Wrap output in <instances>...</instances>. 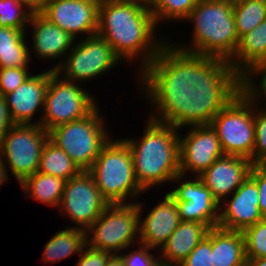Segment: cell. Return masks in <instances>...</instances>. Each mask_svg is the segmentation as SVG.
I'll return each instance as SVG.
<instances>
[{"label": "cell", "instance_id": "cell-14", "mask_svg": "<svg viewBox=\"0 0 266 266\" xmlns=\"http://www.w3.org/2000/svg\"><path fill=\"white\" fill-rule=\"evenodd\" d=\"M101 0H47L41 14L73 38L97 34Z\"/></svg>", "mask_w": 266, "mask_h": 266}, {"label": "cell", "instance_id": "cell-42", "mask_svg": "<svg viewBox=\"0 0 266 266\" xmlns=\"http://www.w3.org/2000/svg\"><path fill=\"white\" fill-rule=\"evenodd\" d=\"M245 266H266V258H246Z\"/></svg>", "mask_w": 266, "mask_h": 266}, {"label": "cell", "instance_id": "cell-33", "mask_svg": "<svg viewBox=\"0 0 266 266\" xmlns=\"http://www.w3.org/2000/svg\"><path fill=\"white\" fill-rule=\"evenodd\" d=\"M28 69L18 67L0 68V93L4 96L24 83L32 75L29 74Z\"/></svg>", "mask_w": 266, "mask_h": 266}, {"label": "cell", "instance_id": "cell-9", "mask_svg": "<svg viewBox=\"0 0 266 266\" xmlns=\"http://www.w3.org/2000/svg\"><path fill=\"white\" fill-rule=\"evenodd\" d=\"M77 82L60 78L50 69V80L45 93L44 109L37 121L46 131L87 116L96 106L92 95Z\"/></svg>", "mask_w": 266, "mask_h": 266}, {"label": "cell", "instance_id": "cell-22", "mask_svg": "<svg viewBox=\"0 0 266 266\" xmlns=\"http://www.w3.org/2000/svg\"><path fill=\"white\" fill-rule=\"evenodd\" d=\"M212 266H245V240L242 232L211 228Z\"/></svg>", "mask_w": 266, "mask_h": 266}, {"label": "cell", "instance_id": "cell-39", "mask_svg": "<svg viewBox=\"0 0 266 266\" xmlns=\"http://www.w3.org/2000/svg\"><path fill=\"white\" fill-rule=\"evenodd\" d=\"M32 13H41L47 0H16Z\"/></svg>", "mask_w": 266, "mask_h": 266}, {"label": "cell", "instance_id": "cell-6", "mask_svg": "<svg viewBox=\"0 0 266 266\" xmlns=\"http://www.w3.org/2000/svg\"><path fill=\"white\" fill-rule=\"evenodd\" d=\"M185 126L192 129L179 136L180 174L199 176L224 153L215 130L179 94V128Z\"/></svg>", "mask_w": 266, "mask_h": 266}, {"label": "cell", "instance_id": "cell-25", "mask_svg": "<svg viewBox=\"0 0 266 266\" xmlns=\"http://www.w3.org/2000/svg\"><path fill=\"white\" fill-rule=\"evenodd\" d=\"M65 182L61 178L37 171L27 177L21 183V187L25 190L24 194H27L28 198H34L36 202L39 201L48 206L59 207Z\"/></svg>", "mask_w": 266, "mask_h": 266}, {"label": "cell", "instance_id": "cell-20", "mask_svg": "<svg viewBox=\"0 0 266 266\" xmlns=\"http://www.w3.org/2000/svg\"><path fill=\"white\" fill-rule=\"evenodd\" d=\"M32 26V48L39 59L57 60L65 56L76 39L51 23L41 13H32L28 26ZM67 52V53H66Z\"/></svg>", "mask_w": 266, "mask_h": 266}, {"label": "cell", "instance_id": "cell-41", "mask_svg": "<svg viewBox=\"0 0 266 266\" xmlns=\"http://www.w3.org/2000/svg\"><path fill=\"white\" fill-rule=\"evenodd\" d=\"M8 180V169L0 156V187Z\"/></svg>", "mask_w": 266, "mask_h": 266}, {"label": "cell", "instance_id": "cell-38", "mask_svg": "<svg viewBox=\"0 0 266 266\" xmlns=\"http://www.w3.org/2000/svg\"><path fill=\"white\" fill-rule=\"evenodd\" d=\"M13 125L14 122L6 105L5 97L0 93V143Z\"/></svg>", "mask_w": 266, "mask_h": 266}, {"label": "cell", "instance_id": "cell-7", "mask_svg": "<svg viewBox=\"0 0 266 266\" xmlns=\"http://www.w3.org/2000/svg\"><path fill=\"white\" fill-rule=\"evenodd\" d=\"M97 105L87 116L49 131V139L63 149L81 171H88L109 141L105 120Z\"/></svg>", "mask_w": 266, "mask_h": 266}, {"label": "cell", "instance_id": "cell-43", "mask_svg": "<svg viewBox=\"0 0 266 266\" xmlns=\"http://www.w3.org/2000/svg\"><path fill=\"white\" fill-rule=\"evenodd\" d=\"M120 1L139 3L148 8H151L154 2V0H120Z\"/></svg>", "mask_w": 266, "mask_h": 266}, {"label": "cell", "instance_id": "cell-1", "mask_svg": "<svg viewBox=\"0 0 266 266\" xmlns=\"http://www.w3.org/2000/svg\"><path fill=\"white\" fill-rule=\"evenodd\" d=\"M156 27L148 7L120 0L100 1L97 34L110 44L120 60L141 59L138 76L145 95L173 90L168 41L158 40Z\"/></svg>", "mask_w": 266, "mask_h": 266}, {"label": "cell", "instance_id": "cell-24", "mask_svg": "<svg viewBox=\"0 0 266 266\" xmlns=\"http://www.w3.org/2000/svg\"><path fill=\"white\" fill-rule=\"evenodd\" d=\"M86 244V231L70 226L56 233L46 243L42 260L57 263L67 257L80 253Z\"/></svg>", "mask_w": 266, "mask_h": 266}, {"label": "cell", "instance_id": "cell-8", "mask_svg": "<svg viewBox=\"0 0 266 266\" xmlns=\"http://www.w3.org/2000/svg\"><path fill=\"white\" fill-rule=\"evenodd\" d=\"M138 237L139 212L137 202L108 204L86 231V244L95 249L117 254L121 250L125 251V249L135 245V240L137 245L140 240Z\"/></svg>", "mask_w": 266, "mask_h": 266}, {"label": "cell", "instance_id": "cell-23", "mask_svg": "<svg viewBox=\"0 0 266 266\" xmlns=\"http://www.w3.org/2000/svg\"><path fill=\"white\" fill-rule=\"evenodd\" d=\"M26 31L0 27V68H28L32 60L25 41Z\"/></svg>", "mask_w": 266, "mask_h": 266}, {"label": "cell", "instance_id": "cell-34", "mask_svg": "<svg viewBox=\"0 0 266 266\" xmlns=\"http://www.w3.org/2000/svg\"><path fill=\"white\" fill-rule=\"evenodd\" d=\"M211 228L179 266H212Z\"/></svg>", "mask_w": 266, "mask_h": 266}, {"label": "cell", "instance_id": "cell-27", "mask_svg": "<svg viewBox=\"0 0 266 266\" xmlns=\"http://www.w3.org/2000/svg\"><path fill=\"white\" fill-rule=\"evenodd\" d=\"M233 14L239 39L266 19L265 0H235Z\"/></svg>", "mask_w": 266, "mask_h": 266}, {"label": "cell", "instance_id": "cell-5", "mask_svg": "<svg viewBox=\"0 0 266 266\" xmlns=\"http://www.w3.org/2000/svg\"><path fill=\"white\" fill-rule=\"evenodd\" d=\"M88 172L108 204L127 203V198L144 193L135 177L130 148L123 139L110 138Z\"/></svg>", "mask_w": 266, "mask_h": 266}, {"label": "cell", "instance_id": "cell-36", "mask_svg": "<svg viewBox=\"0 0 266 266\" xmlns=\"http://www.w3.org/2000/svg\"><path fill=\"white\" fill-rule=\"evenodd\" d=\"M81 252L79 253L81 256L75 266H105L112 254L109 251L95 249L88 244H85Z\"/></svg>", "mask_w": 266, "mask_h": 266}, {"label": "cell", "instance_id": "cell-13", "mask_svg": "<svg viewBox=\"0 0 266 266\" xmlns=\"http://www.w3.org/2000/svg\"><path fill=\"white\" fill-rule=\"evenodd\" d=\"M185 178L186 176L178 174L172 181L179 182L180 185L168 192L176 201L180 220L202 223L209 229L217 227L220 204L199 176L192 180L186 178L184 181Z\"/></svg>", "mask_w": 266, "mask_h": 266}, {"label": "cell", "instance_id": "cell-37", "mask_svg": "<svg viewBox=\"0 0 266 266\" xmlns=\"http://www.w3.org/2000/svg\"><path fill=\"white\" fill-rule=\"evenodd\" d=\"M249 177L256 183L259 190V210L266 218V164L252 166Z\"/></svg>", "mask_w": 266, "mask_h": 266}, {"label": "cell", "instance_id": "cell-21", "mask_svg": "<svg viewBox=\"0 0 266 266\" xmlns=\"http://www.w3.org/2000/svg\"><path fill=\"white\" fill-rule=\"evenodd\" d=\"M209 228L202 223L181 221L178 227L159 249L166 266H179L197 244L206 237ZM162 252V253H161Z\"/></svg>", "mask_w": 266, "mask_h": 266}, {"label": "cell", "instance_id": "cell-3", "mask_svg": "<svg viewBox=\"0 0 266 266\" xmlns=\"http://www.w3.org/2000/svg\"><path fill=\"white\" fill-rule=\"evenodd\" d=\"M175 90L215 130L224 155L244 157L253 164L254 102L237 84L188 80Z\"/></svg>", "mask_w": 266, "mask_h": 266}, {"label": "cell", "instance_id": "cell-11", "mask_svg": "<svg viewBox=\"0 0 266 266\" xmlns=\"http://www.w3.org/2000/svg\"><path fill=\"white\" fill-rule=\"evenodd\" d=\"M49 132L39 124H14L0 143V156L20 184L38 171Z\"/></svg>", "mask_w": 266, "mask_h": 266}, {"label": "cell", "instance_id": "cell-26", "mask_svg": "<svg viewBox=\"0 0 266 266\" xmlns=\"http://www.w3.org/2000/svg\"><path fill=\"white\" fill-rule=\"evenodd\" d=\"M38 172L67 181L77 176L81 170L63 149L48 138L41 151Z\"/></svg>", "mask_w": 266, "mask_h": 266}, {"label": "cell", "instance_id": "cell-31", "mask_svg": "<svg viewBox=\"0 0 266 266\" xmlns=\"http://www.w3.org/2000/svg\"><path fill=\"white\" fill-rule=\"evenodd\" d=\"M246 258H266V218L243 232Z\"/></svg>", "mask_w": 266, "mask_h": 266}, {"label": "cell", "instance_id": "cell-32", "mask_svg": "<svg viewBox=\"0 0 266 266\" xmlns=\"http://www.w3.org/2000/svg\"><path fill=\"white\" fill-rule=\"evenodd\" d=\"M254 104L255 145L253 165L266 164V109Z\"/></svg>", "mask_w": 266, "mask_h": 266}, {"label": "cell", "instance_id": "cell-10", "mask_svg": "<svg viewBox=\"0 0 266 266\" xmlns=\"http://www.w3.org/2000/svg\"><path fill=\"white\" fill-rule=\"evenodd\" d=\"M68 55L50 69L65 80L78 83L95 79L121 62L110 44L98 34L75 41Z\"/></svg>", "mask_w": 266, "mask_h": 266}, {"label": "cell", "instance_id": "cell-40", "mask_svg": "<svg viewBox=\"0 0 266 266\" xmlns=\"http://www.w3.org/2000/svg\"><path fill=\"white\" fill-rule=\"evenodd\" d=\"M105 266H125V262L122 255L114 253L110 255Z\"/></svg>", "mask_w": 266, "mask_h": 266}, {"label": "cell", "instance_id": "cell-19", "mask_svg": "<svg viewBox=\"0 0 266 266\" xmlns=\"http://www.w3.org/2000/svg\"><path fill=\"white\" fill-rule=\"evenodd\" d=\"M50 80V69L31 75L13 92L4 95L14 124H37L32 121L37 111L43 113L45 93Z\"/></svg>", "mask_w": 266, "mask_h": 266}, {"label": "cell", "instance_id": "cell-18", "mask_svg": "<svg viewBox=\"0 0 266 266\" xmlns=\"http://www.w3.org/2000/svg\"><path fill=\"white\" fill-rule=\"evenodd\" d=\"M146 218L142 219V205L137 202L139 212V243L155 250L162 247L181 222L176 201L165 194ZM142 204V205H141Z\"/></svg>", "mask_w": 266, "mask_h": 266}, {"label": "cell", "instance_id": "cell-16", "mask_svg": "<svg viewBox=\"0 0 266 266\" xmlns=\"http://www.w3.org/2000/svg\"><path fill=\"white\" fill-rule=\"evenodd\" d=\"M232 195L220 204L217 227L243 232L263 219L258 204L259 190L250 177Z\"/></svg>", "mask_w": 266, "mask_h": 266}, {"label": "cell", "instance_id": "cell-17", "mask_svg": "<svg viewBox=\"0 0 266 266\" xmlns=\"http://www.w3.org/2000/svg\"><path fill=\"white\" fill-rule=\"evenodd\" d=\"M252 166V162L244 157L223 155L199 177L212 197L221 204L249 177Z\"/></svg>", "mask_w": 266, "mask_h": 266}, {"label": "cell", "instance_id": "cell-35", "mask_svg": "<svg viewBox=\"0 0 266 266\" xmlns=\"http://www.w3.org/2000/svg\"><path fill=\"white\" fill-rule=\"evenodd\" d=\"M138 247H140L139 250L135 249L127 254H121L124 259L125 266H166L165 262L161 258H158V256L156 257V255L150 253L153 248L140 243Z\"/></svg>", "mask_w": 266, "mask_h": 266}, {"label": "cell", "instance_id": "cell-28", "mask_svg": "<svg viewBox=\"0 0 266 266\" xmlns=\"http://www.w3.org/2000/svg\"><path fill=\"white\" fill-rule=\"evenodd\" d=\"M201 0H154L150 8L156 25L162 21L185 20Z\"/></svg>", "mask_w": 266, "mask_h": 266}, {"label": "cell", "instance_id": "cell-29", "mask_svg": "<svg viewBox=\"0 0 266 266\" xmlns=\"http://www.w3.org/2000/svg\"><path fill=\"white\" fill-rule=\"evenodd\" d=\"M32 12L16 0H0V27L27 31Z\"/></svg>", "mask_w": 266, "mask_h": 266}, {"label": "cell", "instance_id": "cell-2", "mask_svg": "<svg viewBox=\"0 0 266 266\" xmlns=\"http://www.w3.org/2000/svg\"><path fill=\"white\" fill-rule=\"evenodd\" d=\"M185 20L194 25L191 45L168 42L173 90L184 81L210 80L234 56L240 40L231 0H201Z\"/></svg>", "mask_w": 266, "mask_h": 266}, {"label": "cell", "instance_id": "cell-12", "mask_svg": "<svg viewBox=\"0 0 266 266\" xmlns=\"http://www.w3.org/2000/svg\"><path fill=\"white\" fill-rule=\"evenodd\" d=\"M107 205L93 176L88 171H81L65 182L59 207L61 213L74 221L75 228L87 231Z\"/></svg>", "mask_w": 266, "mask_h": 266}, {"label": "cell", "instance_id": "cell-30", "mask_svg": "<svg viewBox=\"0 0 266 266\" xmlns=\"http://www.w3.org/2000/svg\"><path fill=\"white\" fill-rule=\"evenodd\" d=\"M260 75L259 84L256 83L255 76ZM254 77V79H253ZM238 87L251 98V100L258 106L261 103V96L266 98V62L253 67L245 76L236 83ZM263 94V95H262ZM260 98V99H259ZM263 100H266L264 99ZM259 100V102H258ZM266 109V106L265 108Z\"/></svg>", "mask_w": 266, "mask_h": 266}, {"label": "cell", "instance_id": "cell-15", "mask_svg": "<svg viewBox=\"0 0 266 266\" xmlns=\"http://www.w3.org/2000/svg\"><path fill=\"white\" fill-rule=\"evenodd\" d=\"M266 62V19L243 35L234 56L210 79L221 84H236L253 67Z\"/></svg>", "mask_w": 266, "mask_h": 266}, {"label": "cell", "instance_id": "cell-4", "mask_svg": "<svg viewBox=\"0 0 266 266\" xmlns=\"http://www.w3.org/2000/svg\"><path fill=\"white\" fill-rule=\"evenodd\" d=\"M146 99L156 111L150 114L143 137L123 139L130 148L136 180L145 192L154 185L172 182L180 174L179 93L155 91Z\"/></svg>", "mask_w": 266, "mask_h": 266}]
</instances>
